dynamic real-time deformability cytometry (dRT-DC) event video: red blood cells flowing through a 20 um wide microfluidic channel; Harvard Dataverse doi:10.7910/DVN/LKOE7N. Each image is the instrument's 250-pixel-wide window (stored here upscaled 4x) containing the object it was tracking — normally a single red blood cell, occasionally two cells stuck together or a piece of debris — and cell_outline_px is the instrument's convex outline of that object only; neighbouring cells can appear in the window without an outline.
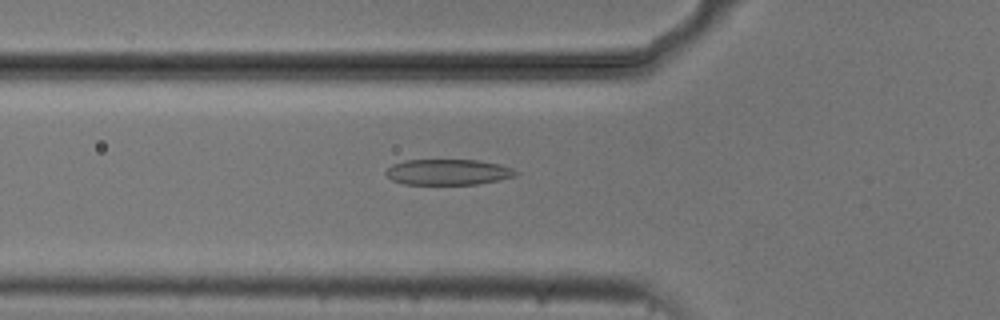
{"species": "common noctule bat (a hibernating species)", "species_latin": "Nyctalus noctula", "temperature_condition": "cold", "stored_images_in_passage": 54, "camera_frame_rate_fps": 3000, "um_per_image_px": 0.085, "animal": {"sex": "male", "body_mass_g": 20.5, "forearm_length_mm": 52.5}, "frame": {"image": 1, "passage_image": 19, "time_ms": 6.0, "image_size_px": [1000, 320], "cell_outline_px": [[520, 172], [516, 176], [476, 184], [404, 184], [392, 180], [384, 172], [392, 164], [404, 160], [476, 160], [500, 164], [512, 168]], "centroid_in_image_um": [38.08, 14.62], "position_along_channel_um": 87.7, "area_um2": 19.42}}
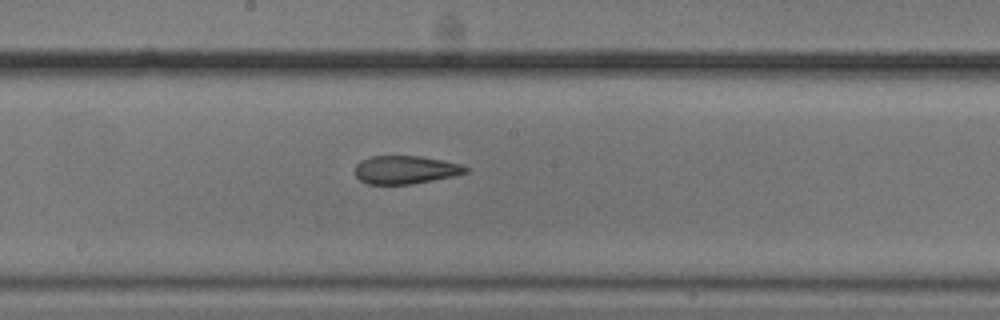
{"frame": {"image": 2, "passage_image": 29, "time_ms": 9.333, "image_size_px": [1000, 320], "cell_outline_px": [[468, 172], [452, 176], [412, 184], [368, 184], [360, 180], [356, 176], [356, 164], [360, 160], [372, 156], [420, 156], [460, 164], [468, 168]], "centroid_in_image_um": [34.43, 14.43], "position_along_channel_um": 213.8, "area_um2": 17.98}}
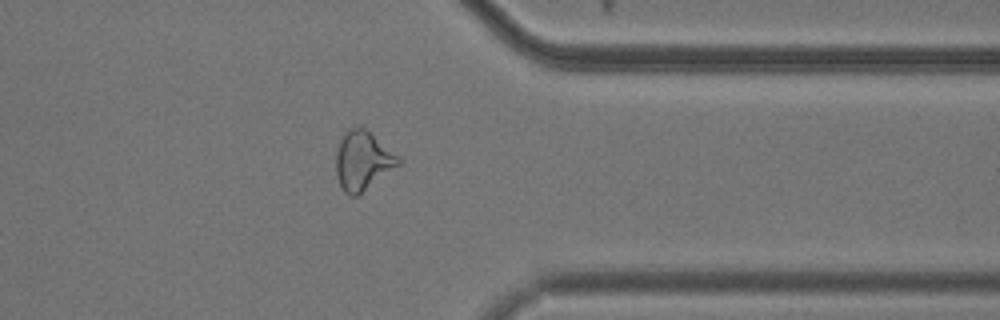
{"frame": {"image": 3, "passage_image": 43, "time_ms": 14.0, "image_size_px": [1000, 320], "cell_outline_px": [[400, 164], [356, 196], [352, 196], [344, 192], [340, 188], [336, 176], [336, 152], [340, 140], [344, 132], [348, 128], [364, 128], [400, 156]], "centroid_in_image_um": [30.8, 13.66], "position_along_channel_um": 380.6, "area_um2": 21.21}}